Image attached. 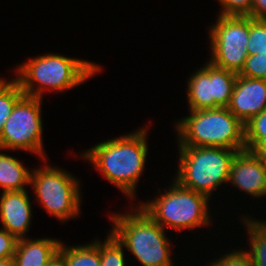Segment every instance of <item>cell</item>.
<instances>
[{
    "label": "cell",
    "mask_w": 266,
    "mask_h": 266,
    "mask_svg": "<svg viewBox=\"0 0 266 266\" xmlns=\"http://www.w3.org/2000/svg\"><path fill=\"white\" fill-rule=\"evenodd\" d=\"M147 129L101 142L82 155L127 197L134 198L146 157Z\"/></svg>",
    "instance_id": "6da1fadb"
},
{
    "label": "cell",
    "mask_w": 266,
    "mask_h": 266,
    "mask_svg": "<svg viewBox=\"0 0 266 266\" xmlns=\"http://www.w3.org/2000/svg\"><path fill=\"white\" fill-rule=\"evenodd\" d=\"M89 61L48 53L17 67L16 81L25 95L42 98L44 89L64 91L84 83L100 70ZM37 87H34L35 83Z\"/></svg>",
    "instance_id": "7a4b0ae2"
},
{
    "label": "cell",
    "mask_w": 266,
    "mask_h": 266,
    "mask_svg": "<svg viewBox=\"0 0 266 266\" xmlns=\"http://www.w3.org/2000/svg\"><path fill=\"white\" fill-rule=\"evenodd\" d=\"M176 124L178 146L219 147L246 150L244 124L227 107L190 110Z\"/></svg>",
    "instance_id": "3957f363"
},
{
    "label": "cell",
    "mask_w": 266,
    "mask_h": 266,
    "mask_svg": "<svg viewBox=\"0 0 266 266\" xmlns=\"http://www.w3.org/2000/svg\"><path fill=\"white\" fill-rule=\"evenodd\" d=\"M136 208L134 213L111 215V233L143 266H173L164 228L142 208Z\"/></svg>",
    "instance_id": "277c9868"
},
{
    "label": "cell",
    "mask_w": 266,
    "mask_h": 266,
    "mask_svg": "<svg viewBox=\"0 0 266 266\" xmlns=\"http://www.w3.org/2000/svg\"><path fill=\"white\" fill-rule=\"evenodd\" d=\"M178 172L175 176L182 187L210 198L222 183H228L231 164L238 150L219 147L179 146Z\"/></svg>",
    "instance_id": "5b68a950"
},
{
    "label": "cell",
    "mask_w": 266,
    "mask_h": 266,
    "mask_svg": "<svg viewBox=\"0 0 266 266\" xmlns=\"http://www.w3.org/2000/svg\"><path fill=\"white\" fill-rule=\"evenodd\" d=\"M159 196L139 207L164 229L165 226H169L181 231L207 226L210 223V199L206 195L184 188L173 180L169 190Z\"/></svg>",
    "instance_id": "8992f818"
},
{
    "label": "cell",
    "mask_w": 266,
    "mask_h": 266,
    "mask_svg": "<svg viewBox=\"0 0 266 266\" xmlns=\"http://www.w3.org/2000/svg\"><path fill=\"white\" fill-rule=\"evenodd\" d=\"M30 185L46 211L60 221H67L80 213L79 182L68 172L44 166L31 171Z\"/></svg>",
    "instance_id": "52a82bcc"
},
{
    "label": "cell",
    "mask_w": 266,
    "mask_h": 266,
    "mask_svg": "<svg viewBox=\"0 0 266 266\" xmlns=\"http://www.w3.org/2000/svg\"><path fill=\"white\" fill-rule=\"evenodd\" d=\"M209 29L211 59L221 69L239 74L248 56L249 16L219 15Z\"/></svg>",
    "instance_id": "ba28073f"
},
{
    "label": "cell",
    "mask_w": 266,
    "mask_h": 266,
    "mask_svg": "<svg viewBox=\"0 0 266 266\" xmlns=\"http://www.w3.org/2000/svg\"><path fill=\"white\" fill-rule=\"evenodd\" d=\"M42 98L24 95L15 105L5 122L0 136V150L34 152L45 159L42 143Z\"/></svg>",
    "instance_id": "9c48e42d"
},
{
    "label": "cell",
    "mask_w": 266,
    "mask_h": 266,
    "mask_svg": "<svg viewBox=\"0 0 266 266\" xmlns=\"http://www.w3.org/2000/svg\"><path fill=\"white\" fill-rule=\"evenodd\" d=\"M237 76L234 72L206 63L188 80L189 110L227 107Z\"/></svg>",
    "instance_id": "30bf717a"
},
{
    "label": "cell",
    "mask_w": 266,
    "mask_h": 266,
    "mask_svg": "<svg viewBox=\"0 0 266 266\" xmlns=\"http://www.w3.org/2000/svg\"><path fill=\"white\" fill-rule=\"evenodd\" d=\"M228 110L243 124L266 109V80L238 75Z\"/></svg>",
    "instance_id": "8fae6325"
},
{
    "label": "cell",
    "mask_w": 266,
    "mask_h": 266,
    "mask_svg": "<svg viewBox=\"0 0 266 266\" xmlns=\"http://www.w3.org/2000/svg\"><path fill=\"white\" fill-rule=\"evenodd\" d=\"M229 183L253 197L266 195V162L252 151H240L231 164Z\"/></svg>",
    "instance_id": "7c38bea8"
},
{
    "label": "cell",
    "mask_w": 266,
    "mask_h": 266,
    "mask_svg": "<svg viewBox=\"0 0 266 266\" xmlns=\"http://www.w3.org/2000/svg\"><path fill=\"white\" fill-rule=\"evenodd\" d=\"M0 219L3 229L17 239L25 238L31 224L32 208L26 190L2 192Z\"/></svg>",
    "instance_id": "4fadbf2b"
},
{
    "label": "cell",
    "mask_w": 266,
    "mask_h": 266,
    "mask_svg": "<svg viewBox=\"0 0 266 266\" xmlns=\"http://www.w3.org/2000/svg\"><path fill=\"white\" fill-rule=\"evenodd\" d=\"M60 241L56 239H18L13 256L14 266H45L58 254Z\"/></svg>",
    "instance_id": "5bb4252c"
},
{
    "label": "cell",
    "mask_w": 266,
    "mask_h": 266,
    "mask_svg": "<svg viewBox=\"0 0 266 266\" xmlns=\"http://www.w3.org/2000/svg\"><path fill=\"white\" fill-rule=\"evenodd\" d=\"M31 173L16 158L0 153V187L2 192L23 191L30 184Z\"/></svg>",
    "instance_id": "9a60e30c"
},
{
    "label": "cell",
    "mask_w": 266,
    "mask_h": 266,
    "mask_svg": "<svg viewBox=\"0 0 266 266\" xmlns=\"http://www.w3.org/2000/svg\"><path fill=\"white\" fill-rule=\"evenodd\" d=\"M58 254L66 266H101L99 249L93 243L70 247L60 243Z\"/></svg>",
    "instance_id": "2e32d148"
},
{
    "label": "cell",
    "mask_w": 266,
    "mask_h": 266,
    "mask_svg": "<svg viewBox=\"0 0 266 266\" xmlns=\"http://www.w3.org/2000/svg\"><path fill=\"white\" fill-rule=\"evenodd\" d=\"M246 218L244 223L250 238V251L246 252L254 266H266V222Z\"/></svg>",
    "instance_id": "e0dca14e"
},
{
    "label": "cell",
    "mask_w": 266,
    "mask_h": 266,
    "mask_svg": "<svg viewBox=\"0 0 266 266\" xmlns=\"http://www.w3.org/2000/svg\"><path fill=\"white\" fill-rule=\"evenodd\" d=\"M24 95L19 83L15 79L7 81L0 88V136L9 115L13 112L15 105Z\"/></svg>",
    "instance_id": "ac0fdd59"
},
{
    "label": "cell",
    "mask_w": 266,
    "mask_h": 266,
    "mask_svg": "<svg viewBox=\"0 0 266 266\" xmlns=\"http://www.w3.org/2000/svg\"><path fill=\"white\" fill-rule=\"evenodd\" d=\"M246 150L252 151L266 139V109L244 124Z\"/></svg>",
    "instance_id": "d6986e66"
},
{
    "label": "cell",
    "mask_w": 266,
    "mask_h": 266,
    "mask_svg": "<svg viewBox=\"0 0 266 266\" xmlns=\"http://www.w3.org/2000/svg\"><path fill=\"white\" fill-rule=\"evenodd\" d=\"M248 55L266 52V19L249 17Z\"/></svg>",
    "instance_id": "ffe728a7"
},
{
    "label": "cell",
    "mask_w": 266,
    "mask_h": 266,
    "mask_svg": "<svg viewBox=\"0 0 266 266\" xmlns=\"http://www.w3.org/2000/svg\"><path fill=\"white\" fill-rule=\"evenodd\" d=\"M243 77L266 80V52L248 55L241 72Z\"/></svg>",
    "instance_id": "44dd1931"
},
{
    "label": "cell",
    "mask_w": 266,
    "mask_h": 266,
    "mask_svg": "<svg viewBox=\"0 0 266 266\" xmlns=\"http://www.w3.org/2000/svg\"><path fill=\"white\" fill-rule=\"evenodd\" d=\"M222 257L210 266H254L246 251L238 250L222 255Z\"/></svg>",
    "instance_id": "7402d4cb"
},
{
    "label": "cell",
    "mask_w": 266,
    "mask_h": 266,
    "mask_svg": "<svg viewBox=\"0 0 266 266\" xmlns=\"http://www.w3.org/2000/svg\"><path fill=\"white\" fill-rule=\"evenodd\" d=\"M222 10L218 15L246 16L250 10L253 0H218Z\"/></svg>",
    "instance_id": "603a6c76"
},
{
    "label": "cell",
    "mask_w": 266,
    "mask_h": 266,
    "mask_svg": "<svg viewBox=\"0 0 266 266\" xmlns=\"http://www.w3.org/2000/svg\"><path fill=\"white\" fill-rule=\"evenodd\" d=\"M18 239L7 230L0 229V259L13 258Z\"/></svg>",
    "instance_id": "cb8c5ba5"
},
{
    "label": "cell",
    "mask_w": 266,
    "mask_h": 266,
    "mask_svg": "<svg viewBox=\"0 0 266 266\" xmlns=\"http://www.w3.org/2000/svg\"><path fill=\"white\" fill-rule=\"evenodd\" d=\"M246 16L254 19H266V0H253L251 10Z\"/></svg>",
    "instance_id": "d4e9b609"
},
{
    "label": "cell",
    "mask_w": 266,
    "mask_h": 266,
    "mask_svg": "<svg viewBox=\"0 0 266 266\" xmlns=\"http://www.w3.org/2000/svg\"><path fill=\"white\" fill-rule=\"evenodd\" d=\"M252 152L266 162V139L262 140Z\"/></svg>",
    "instance_id": "484cf974"
},
{
    "label": "cell",
    "mask_w": 266,
    "mask_h": 266,
    "mask_svg": "<svg viewBox=\"0 0 266 266\" xmlns=\"http://www.w3.org/2000/svg\"><path fill=\"white\" fill-rule=\"evenodd\" d=\"M45 266H66L63 258L57 254Z\"/></svg>",
    "instance_id": "4316f807"
},
{
    "label": "cell",
    "mask_w": 266,
    "mask_h": 266,
    "mask_svg": "<svg viewBox=\"0 0 266 266\" xmlns=\"http://www.w3.org/2000/svg\"><path fill=\"white\" fill-rule=\"evenodd\" d=\"M0 266H14L13 258L0 259Z\"/></svg>",
    "instance_id": "83f0119b"
},
{
    "label": "cell",
    "mask_w": 266,
    "mask_h": 266,
    "mask_svg": "<svg viewBox=\"0 0 266 266\" xmlns=\"http://www.w3.org/2000/svg\"><path fill=\"white\" fill-rule=\"evenodd\" d=\"M6 83V80L0 79V88Z\"/></svg>",
    "instance_id": "f1b7e54d"
}]
</instances>
